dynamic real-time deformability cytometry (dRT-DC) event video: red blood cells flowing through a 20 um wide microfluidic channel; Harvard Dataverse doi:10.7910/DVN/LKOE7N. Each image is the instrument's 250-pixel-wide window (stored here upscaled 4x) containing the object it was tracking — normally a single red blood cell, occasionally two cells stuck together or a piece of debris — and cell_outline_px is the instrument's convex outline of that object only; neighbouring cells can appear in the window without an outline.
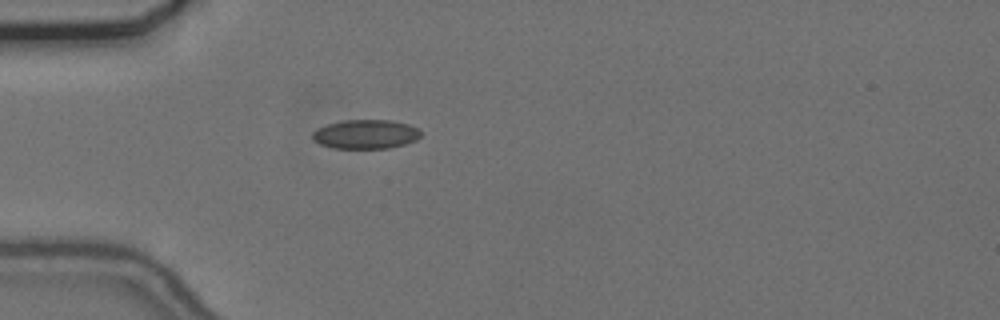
{"species": "common noctule bat (a hibernating species)", "species_latin": "Nyctalus noctula", "temperature_condition": "cold", "stored_images_in_passage": 40, "camera_frame_rate_fps": 3000, "um_per_image_px": 0.085, "animal": {"sex": "female", "body_mass_g": 24.6, "forearm_length_mm": 56.2}, "frame": {"image": 1, "passage_image": 1, "time_ms": 0.0, "image_size_px": [1000, 320], "cell_outline_px": [[424, 132], [416, 140], [404, 144], [388, 148], [332, 148], [320, 144], [312, 140], [312, 132], [316, 128], [328, 124], [344, 120], [392, 120], [408, 124], [420, 128]], "centroid_in_image_um": [31.1, 11.4], "position_along_channel_um": 53.9, "area_um2": 18.61}}
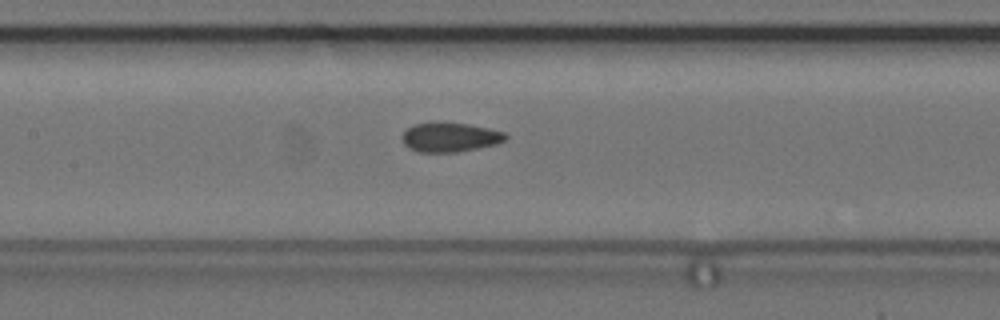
{"frame": {"image": 2, "passage_image": 11, "time_ms": 3.333, "image_size_px": [1000, 320], "cell_outline_px": [[508, 136], [504, 140], [496, 144], [456, 152], [420, 152], [408, 148], [404, 144], [404, 132], [408, 128], [416, 124], [468, 124], [488, 128], [504, 132]], "centroid_in_image_um": [38.28, 11.69], "position_along_channel_um": 169.1, "area_um2": 16.99}}
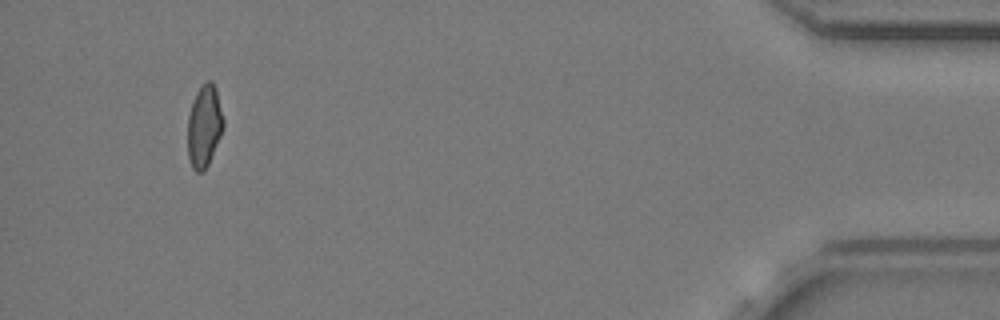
{"frame": {"image": 3, "passage_image": 37, "time_ms": 12.0, "image_size_px": [1000, 320], "cell_outline_px": [[224, 128], [208, 164], [204, 172], [196, 172], [192, 168], [188, 156], [188, 116], [196, 92], [208, 80], [212, 80], [216, 88], [224, 120]], "centroid_in_image_um": [17.37, 10.74], "position_along_channel_um": 417.8, "area_um2": 17.05}, "authors_computed_cell_mechanics": {"area_um2": 17.5134, "velocity_mm_per_s": 3.7085, "shape_relaxation_time_tau1_ms": 9.1171, "shape_relaxation_time_tau2_ms": 2.3217, "deformation_change_tau1": 0.1081, "deformation_change_tau2": 0.0849}}